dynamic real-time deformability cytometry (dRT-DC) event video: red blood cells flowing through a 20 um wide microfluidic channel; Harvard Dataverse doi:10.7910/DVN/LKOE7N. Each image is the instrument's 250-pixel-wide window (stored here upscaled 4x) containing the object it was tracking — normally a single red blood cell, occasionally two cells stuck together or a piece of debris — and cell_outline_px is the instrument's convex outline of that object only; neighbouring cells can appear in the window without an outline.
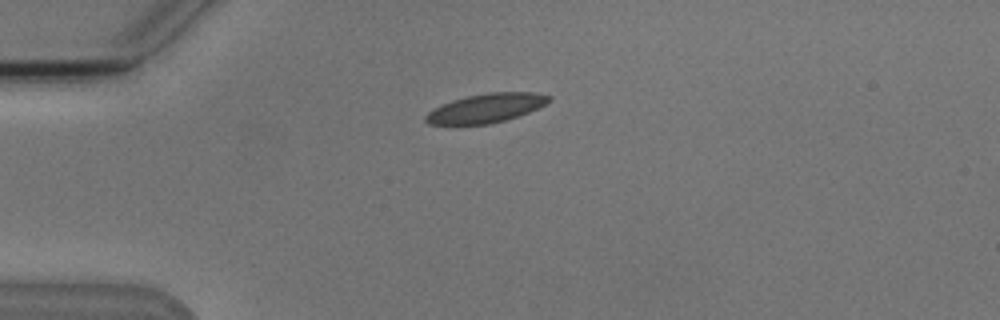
{"species": "Egyptian fruit bat (a non-hibernating species)", "species_latin": "Rousettus aegyptiacus", "temperature_condition": "cold", "stored_images_in_passage": 6, "camera_frame_rate_fps": 3000, "um_per_image_px": 0.085, "animal": {"sex": "male"}, "frame": {"image": 1, "passage_image": 1, "time_ms": 0.0, "image_size_px": [1000, 320], "cell_outline_px": [[552, 100], [528, 112], [504, 120], [488, 124], [428, 124], [424, 120], [424, 116], [432, 108], [452, 100], [464, 96], [488, 92], [532, 92], [552, 96]], "centroid_in_image_um": [41.27, 9.17], "position_along_channel_um": 43.7, "area_um2": 20.75}}
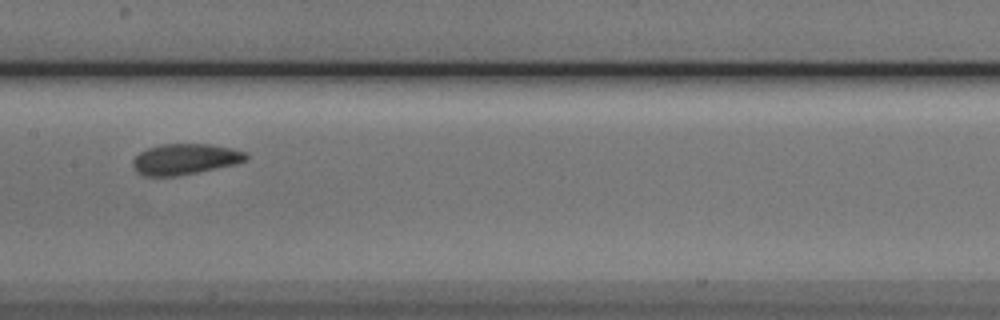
{"frame": {"image": 2, "passage_image": 5, "time_ms": 4.667, "image_size_px": [1000, 320], "cell_outline_px": [[248, 160], [232, 164], [196, 172], [176, 176], [144, 176], [136, 172], [132, 168], [132, 160], [140, 152], [148, 148], [160, 144], [208, 144], [232, 148], [248, 152]], "centroid_in_image_um": [15.7, 13.52], "position_along_channel_um": 191.7, "area_um2": 20.29}}
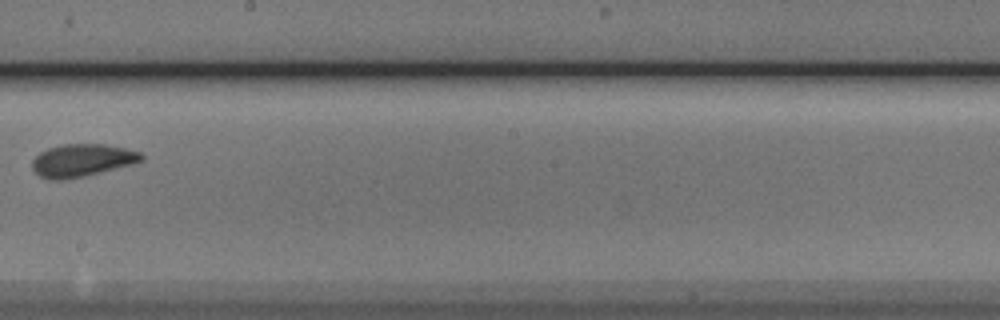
{"frame": {"image": 3, "passage_image": 6, "time_ms": 6.0, "image_size_px": [1000, 320], "cell_outline_px": [[144, 160], [132, 164], [84, 176], [64, 180], [48, 180], [40, 176], [32, 168], [32, 160], [40, 152], [48, 148], [64, 144], [104, 144], [124, 148], [140, 152], [144, 156]], "centroid_in_image_um": [6.96, 13.63], "position_along_channel_um": 241.2, "area_um2": 20.69}}